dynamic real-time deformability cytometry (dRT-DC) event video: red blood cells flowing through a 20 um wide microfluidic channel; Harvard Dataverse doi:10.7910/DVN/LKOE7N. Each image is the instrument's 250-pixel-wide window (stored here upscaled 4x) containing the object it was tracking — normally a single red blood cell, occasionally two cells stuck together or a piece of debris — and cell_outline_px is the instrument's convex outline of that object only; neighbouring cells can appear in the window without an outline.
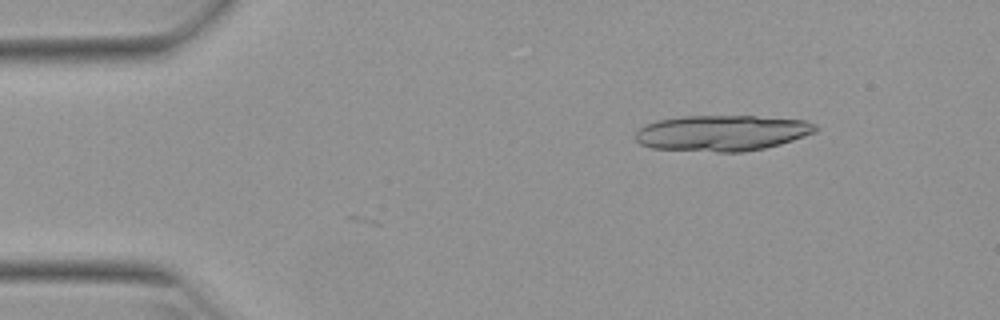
{"species": "Egyptian fruit bat (a non-hibernating species)", "species_latin": "Rousettus aegyptiacus", "temperature_condition": "warm", "stored_images_in_passage": 8, "camera_frame_rate_fps": 3000, "um_per_image_px": 0.085, "animal": {"sex": "female"}, "frame": {"image": 1, "passage_image": 8, "time_ms": 2.333, "image_size_px": [1000, 320], "cell_outline_px": [[820, 128], [816, 132], [780, 144], [764, 148], [744, 152], [716, 152], [652, 148], [640, 144], [636, 140], [636, 132], [644, 124], [656, 120], [684, 116], [756, 116], [808, 120], [816, 124]], "centroid_in_image_um": [61.39, 11.3], "position_along_channel_um": 23.6, "area_um2": 37.86}}